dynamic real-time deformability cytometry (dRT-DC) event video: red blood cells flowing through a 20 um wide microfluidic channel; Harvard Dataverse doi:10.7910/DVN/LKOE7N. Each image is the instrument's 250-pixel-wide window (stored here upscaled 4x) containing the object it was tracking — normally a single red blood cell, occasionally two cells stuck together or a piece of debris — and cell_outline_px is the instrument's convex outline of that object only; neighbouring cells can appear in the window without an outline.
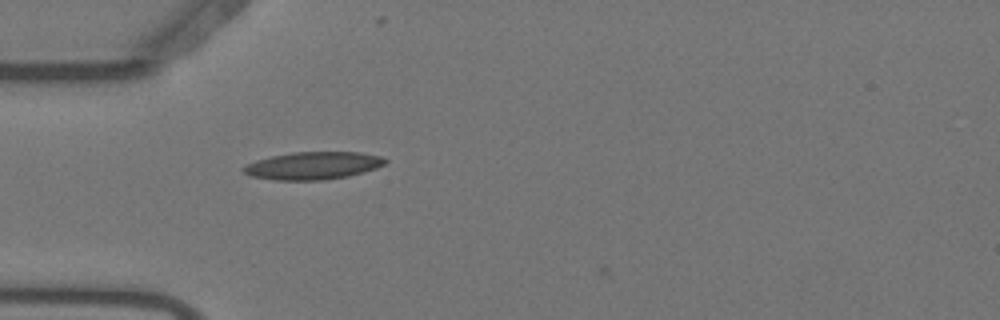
{"species": "Egyptian fruit bat (a non-hibernating species)", "species_latin": "Rousettus aegyptiacus", "temperature_condition": "warm", "stored_images_in_passage": 2, "camera_frame_rate_fps": 3000, "um_per_image_px": 0.085, "animal": {"sex": "female"}, "frame": {"image": 1, "passage_image": 1, "time_ms": 0.0, "image_size_px": [1000, 320], "cell_outline_px": [[388, 160], [384, 164], [376, 168], [364, 172], [348, 176], [324, 180], [276, 180], [252, 176], [244, 172], [240, 168], [256, 160], [272, 156], [292, 152], [360, 152], [384, 156]], "centroid_in_image_um": [26.65, 14.07], "position_along_channel_um": 58.4, "area_um2": 22.83}}